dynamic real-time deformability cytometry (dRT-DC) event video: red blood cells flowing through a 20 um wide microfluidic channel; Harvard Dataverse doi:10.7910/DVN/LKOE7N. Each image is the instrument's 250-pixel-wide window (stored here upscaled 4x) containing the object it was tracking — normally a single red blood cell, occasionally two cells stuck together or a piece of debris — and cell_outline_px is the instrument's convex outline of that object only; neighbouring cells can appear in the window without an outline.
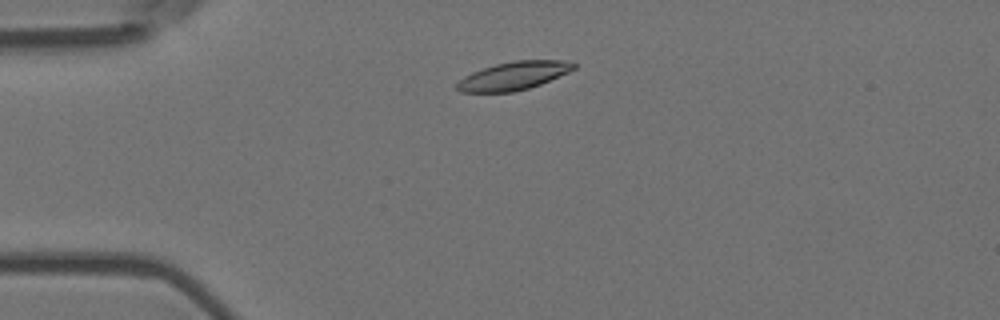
{"species": "Egyptian fruit bat (a non-hibernating species)", "species_latin": "Rousettus aegyptiacus", "temperature_condition": "room temperature", "stored_images_in_passage": 4, "camera_frame_rate_fps": 3000, "um_per_image_px": 0.085, "animal": {"sex": "female"}, "frame": {"image": 1, "passage_image": 2, "time_ms": 0.333, "image_size_px": [1000, 320], "cell_outline_px": [[576, 68], [568, 72], [540, 84], [528, 88], [512, 92], [460, 92], [456, 88], [456, 84], [464, 76], [472, 72], [496, 64], [516, 60], [564, 60], [576, 64]], "centroid_in_image_um": [43.65, 6.44], "position_along_channel_um": 41.4, "area_um2": 19.02}}
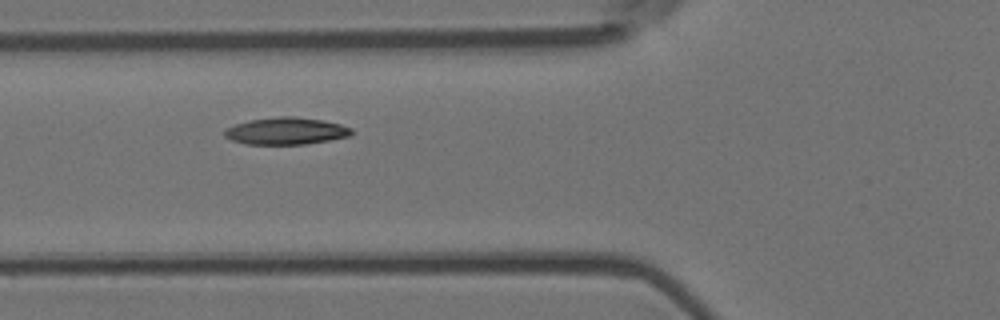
{"frame": {"image": 2, "passage_image": 4, "time_ms": 1.0, "image_size_px": [1000, 320], "cell_outline_px": [[352, 136], [304, 144], [248, 144], [232, 140], [224, 136], [224, 128], [236, 124], [252, 120], [280, 116], [296, 116], [320, 120], [340, 124], [352, 128]], "centroid_in_image_um": [24.32, 11.13], "position_along_channel_um": 101.5, "area_um2": 19.88}}